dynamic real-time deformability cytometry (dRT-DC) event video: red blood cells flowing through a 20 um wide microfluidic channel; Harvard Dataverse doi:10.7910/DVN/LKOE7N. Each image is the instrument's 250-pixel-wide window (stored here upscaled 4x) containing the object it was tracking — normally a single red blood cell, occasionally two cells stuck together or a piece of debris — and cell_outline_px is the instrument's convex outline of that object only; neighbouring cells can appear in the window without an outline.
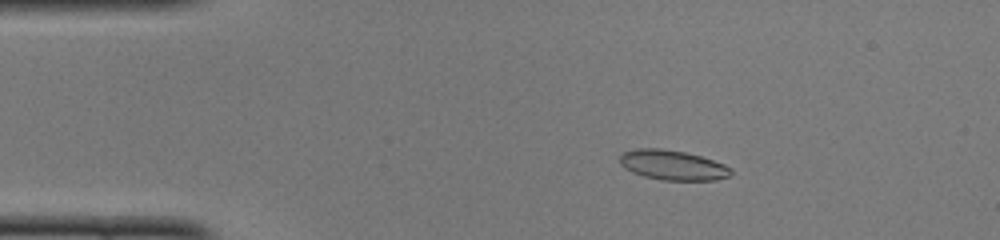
{"species": "common noctule bat (a hibernating species)", "species_latin": "Nyctalus noctula", "temperature_condition": "cold", "stored_images_in_passage": 50, "camera_frame_rate_fps": 3000, "um_per_image_px": 0.085, "animal": {"sex": "female", "body_mass_g": 22.0, "forearm_length_mm": 56.7}, "frame": {"image": 1, "passage_image": 9, "time_ms": 2.667, "image_size_px": [1000, 240], "cell_outline_px": [[732, 172], [728, 176], [716, 180], [664, 180], [644, 176], [632, 172], [624, 168], [620, 164], [620, 152], [636, 148], [660, 148], [684, 152], [700, 156], [724, 164], [732, 168]], "centroid_in_image_um": [57.14, 14.02], "position_along_channel_um": 27.9, "area_um2": 19.36}}
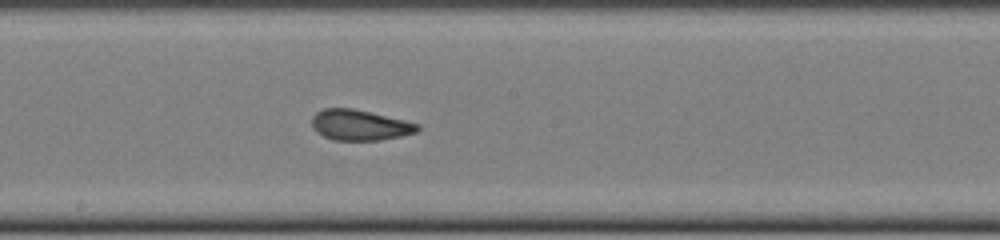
{"frame": {"image": 2, "passage_image": 27, "time_ms": 8.667, "image_size_px": [1000, 240], "cell_outline_px": [[420, 128], [416, 132], [400, 136], [380, 140], [332, 140], [316, 132], [312, 128], [312, 116], [316, 112], [324, 108], [352, 108], [372, 112], [420, 124]], "centroid_in_image_um": [30.56, 10.62], "position_along_channel_um": 217.6, "area_um2": 18.9}}
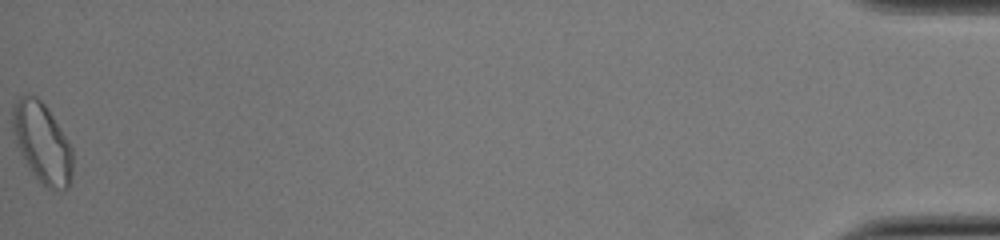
{"frame": {"image": 3, "passage_image": 50, "time_ms": 16.333, "image_size_px": [1000, 240], "cell_outline_px": [[72, 172], [68, 188], [48, 188], [40, 184], [28, 168], [16, 144], [12, 132], [12, 104], [20, 96], [28, 92], [36, 96], [44, 104], [68, 140], [72, 148]], "centroid_in_image_um": [3.54, 12.11], "position_along_channel_um": 431.7, "area_um2": 28.15}, "authors_computed_cell_mechanics": {"area_um2": 19.4208, "velocity_mm_per_s": 4.0814, "shape_relaxation_time_tau1_ms": 9.067, "shape_relaxation_time_tau2_ms": 1.4193, "deformation_change_tau1": 0.181, "deformation_change_tau2": 0.062}}